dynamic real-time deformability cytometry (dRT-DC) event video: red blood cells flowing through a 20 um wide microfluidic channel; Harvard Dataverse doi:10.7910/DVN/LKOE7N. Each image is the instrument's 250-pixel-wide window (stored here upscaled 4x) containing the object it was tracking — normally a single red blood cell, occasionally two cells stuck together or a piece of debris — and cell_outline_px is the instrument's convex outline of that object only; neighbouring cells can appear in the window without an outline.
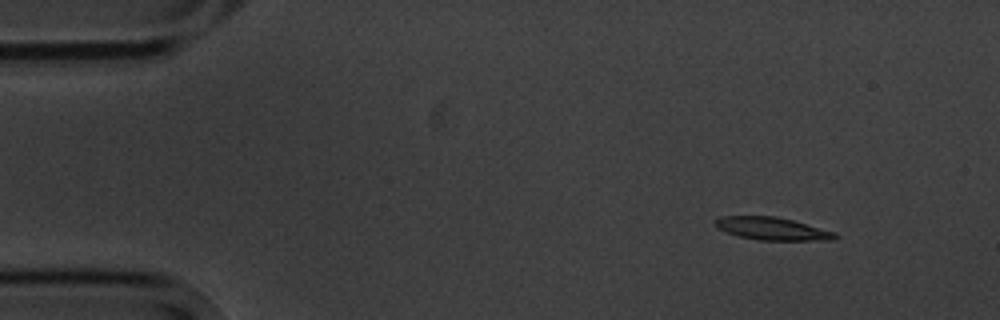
{"species": "common noctule bat (a hibernating species)", "species_latin": "Nyctalus noctula", "temperature_condition": "cold", "stored_images_in_passage": 4, "camera_frame_rate_fps": 3000, "um_per_image_px": 0.085, "animal": {"sex": "male", "body_mass_g": 20.1, "forearm_length_mm": 53.5}, "frame": {"image": 1, "passage_image": 2, "time_ms": 1.0, "image_size_px": [1000, 320], "cell_outline_px": [[840, 236], [836, 240], [756, 240], [740, 236], [716, 228], [712, 220], [720, 216], [776, 216], [792, 220], [836, 232]], "centroid_in_image_um": [65.64, 19.43], "position_along_channel_um": 19.4, "area_um2": 16.01}}
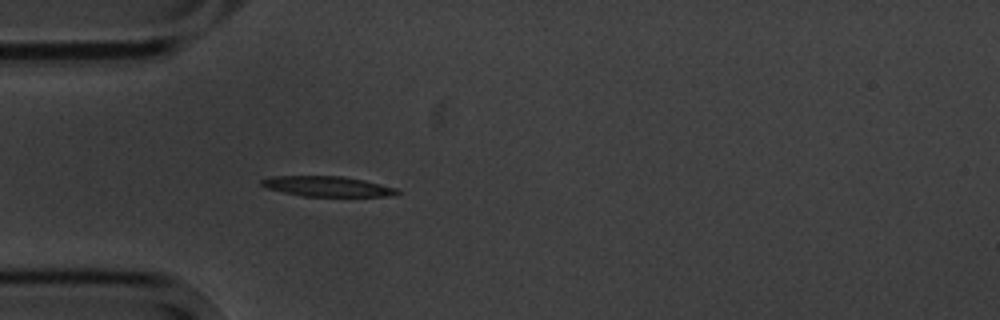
{"frame": {"image": 2, "passage_image": 4, "time_ms": 4.333, "image_size_px": [1000, 320], "cell_outline_px": [[400, 192], [388, 196], [304, 196], [284, 192], [268, 188], [260, 184], [260, 180], [272, 176], [340, 176], [364, 180], [396, 188]], "centroid_in_image_um": [27.8, 15.83], "position_along_channel_um": 57.2, "area_um2": 15.72}}